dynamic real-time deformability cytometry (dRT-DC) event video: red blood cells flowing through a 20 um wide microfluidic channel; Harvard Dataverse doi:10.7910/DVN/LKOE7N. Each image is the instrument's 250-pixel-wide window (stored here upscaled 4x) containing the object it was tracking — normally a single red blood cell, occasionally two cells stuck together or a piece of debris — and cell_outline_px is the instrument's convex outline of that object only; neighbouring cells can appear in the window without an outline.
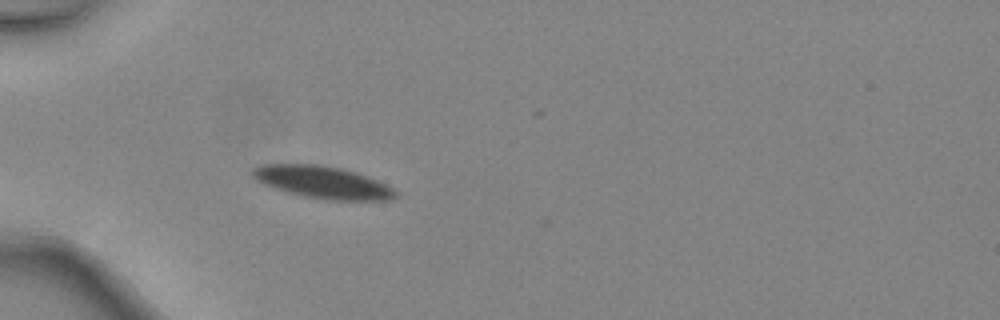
{"species": "common noctule bat (a hibernating species)", "species_latin": "Nyctalus noctula", "temperature_condition": "warm", "stored_images_in_passage": 3, "camera_frame_rate_fps": 3000, "um_per_image_px": 0.085, "animal": {"sex": "female", "body_mass_g": 24.6, "forearm_length_mm": 56.2}, "frame": {"image": 1, "passage_image": 3, "time_ms": 0.667, "image_size_px": [1000, 320], "cell_outline_px": [[400, 196], [392, 200], [328, 200], [304, 196], [288, 192], [264, 184], [256, 180], [252, 176], [252, 168], [260, 164], [320, 164], [340, 168], [356, 172], [376, 180], [392, 188]], "centroid_in_image_um": [27.42, 15.49], "position_along_channel_um": 57.6, "area_um2": 26.82}}